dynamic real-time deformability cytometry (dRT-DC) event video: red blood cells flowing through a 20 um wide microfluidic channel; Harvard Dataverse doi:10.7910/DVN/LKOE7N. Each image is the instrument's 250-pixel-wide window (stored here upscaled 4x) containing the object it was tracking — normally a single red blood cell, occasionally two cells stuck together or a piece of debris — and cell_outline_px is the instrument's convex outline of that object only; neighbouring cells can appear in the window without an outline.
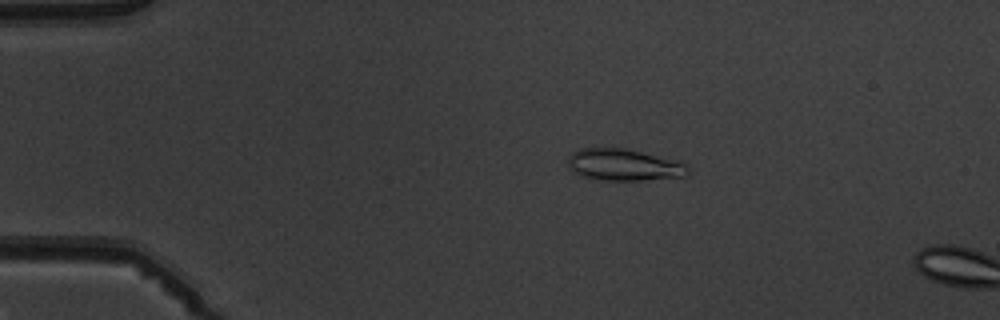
{"species": "common noctule bat (a hibernating species)", "species_latin": "Nyctalus noctula", "temperature_condition": "warm", "stored_images_in_passage": 3, "camera_frame_rate_fps": 3000, "um_per_image_px": 0.085, "animal": {"sex": "male", "body_mass_g": 19.5, "forearm_length_mm": 54.6}, "frame": {"image": 1, "passage_image": 2, "time_ms": 1.333, "image_size_px": [1000, 320], "cell_outline_px": [[688, 176], [644, 180], [600, 180], [584, 176], [572, 172], [568, 168], [568, 156], [572, 152], [580, 148], [624, 148], [680, 160], [688, 168]], "centroid_in_image_um": [53.03, 14.01], "position_along_channel_um": 32.0, "area_um2": 22.43}}